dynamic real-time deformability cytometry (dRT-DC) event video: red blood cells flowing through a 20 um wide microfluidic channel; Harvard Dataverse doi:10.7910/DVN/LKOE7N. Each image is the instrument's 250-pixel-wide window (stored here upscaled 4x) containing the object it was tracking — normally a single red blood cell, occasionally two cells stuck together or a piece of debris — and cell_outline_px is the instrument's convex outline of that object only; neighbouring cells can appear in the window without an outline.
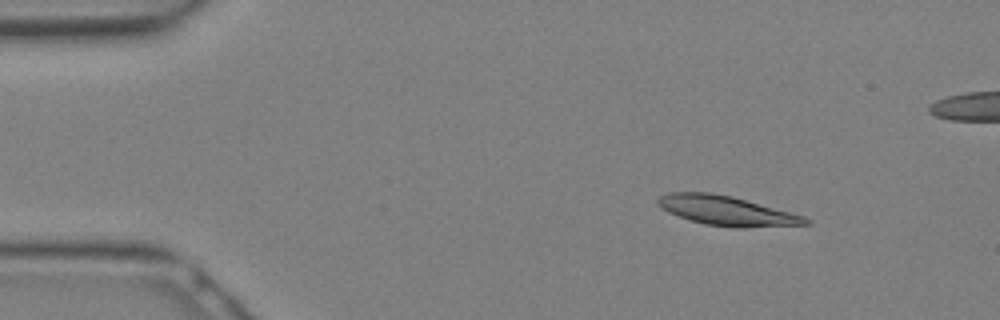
{"species": "Egyptian fruit bat (a non-hibernating species)", "species_latin": "Rousettus aegyptiacus", "temperature_condition": "warm", "stored_images_in_passage": 13, "camera_frame_rate_fps": 3000, "um_per_image_px": 0.085, "animal": {"sex": "female"}, "frame": {"image": 1, "passage_image": 1, "time_ms": 0.0, "image_size_px": [1000, 320], "cell_outline_px": [[812, 224], [744, 228], [736, 228], [704, 224], [668, 212], [656, 204], [656, 200], [660, 196], [668, 192], [708, 192], [732, 196], [792, 212], [804, 216], [812, 220]], "centroid_in_image_um": [61.81, 17.91], "position_along_channel_um": 23.2, "area_um2": 25.55}}
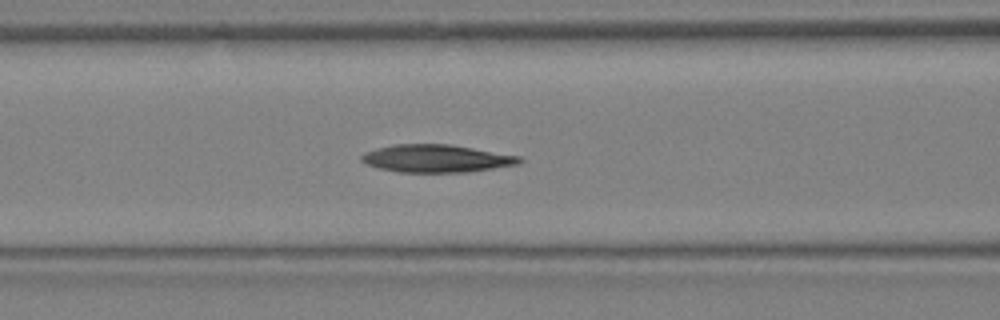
{"frame": {"image": 2, "passage_image": 9, "time_ms": 2.667, "image_size_px": [1000, 320], "cell_outline_px": [[524, 160], [520, 164], [468, 172], [400, 172], [380, 168], [368, 164], [360, 160], [360, 156], [364, 152], [376, 148], [392, 144], [448, 144], [520, 156]], "centroid_in_image_um": [37.09, 13.47], "position_along_channel_um": 129.5, "area_um2": 25.43}}
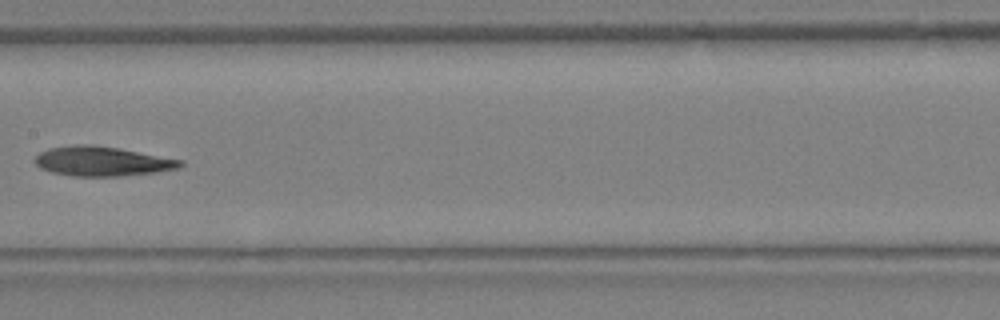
{"frame": {"image": 3, "passage_image": 12, "time_ms": 3.667, "image_size_px": [1000, 320], "cell_outline_px": [[184, 164], [180, 168], [156, 172], [120, 176], [72, 176], [52, 172], [40, 168], [32, 160], [40, 152], [48, 148], [76, 144], [92, 144], [116, 148], [184, 160]], "centroid_in_image_um": [8.66, 13.71], "position_along_channel_um": 198.7, "area_um2": 25.09}}